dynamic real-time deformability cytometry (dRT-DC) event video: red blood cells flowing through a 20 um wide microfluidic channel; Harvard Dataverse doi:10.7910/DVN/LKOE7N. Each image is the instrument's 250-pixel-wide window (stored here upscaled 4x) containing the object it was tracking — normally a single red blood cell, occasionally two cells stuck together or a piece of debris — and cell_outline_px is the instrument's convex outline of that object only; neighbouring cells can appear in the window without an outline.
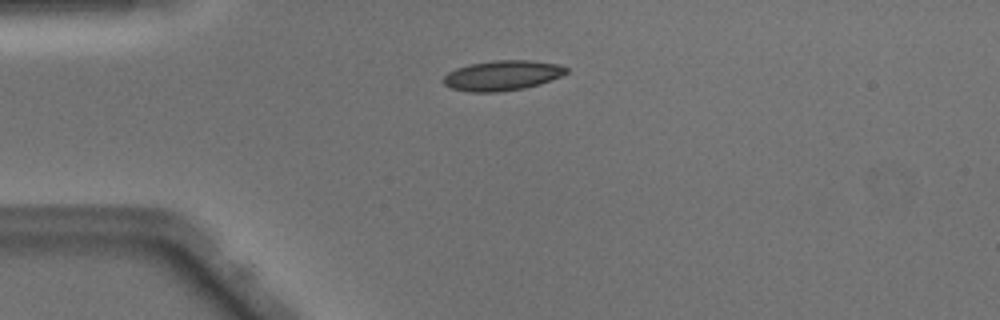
{"species": "Egyptian fruit bat (a non-hibernating species)", "species_latin": "Rousettus aegyptiacus", "temperature_condition": "warm", "stored_images_in_passage": 33, "camera_frame_rate_fps": 3000, "um_per_image_px": 0.085, "animal": {"sex": "male"}, "frame": {"image": 1, "passage_image": 1, "time_ms": 0.0, "image_size_px": [1000, 320], "cell_outline_px": [[568, 72], [560, 76], [540, 84], [524, 88], [496, 92], [468, 92], [452, 88], [444, 84], [444, 76], [448, 72], [456, 68], [468, 64], [492, 60], [532, 60], [560, 64], [568, 68]], "centroid_in_image_um": [42.7, 6.4], "position_along_channel_um": 42.3, "area_um2": 21.62}}
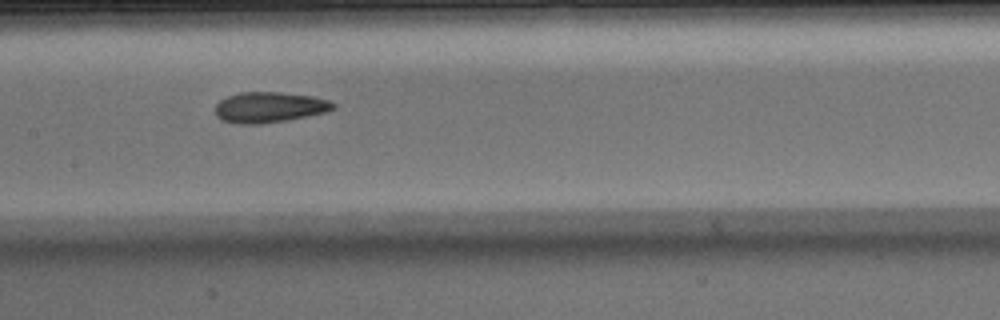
{"frame": {"image": 2, "passage_image": 13, "time_ms": 4.0, "image_size_px": [1000, 320], "cell_outline_px": [[336, 108], [328, 112], [288, 120], [260, 124], [236, 124], [220, 120], [216, 116], [216, 104], [220, 100], [228, 96], [240, 92], [280, 92], [312, 96], [332, 100], [336, 104]], "centroid_in_image_um": [22.93, 9.12], "position_along_channel_um": 184.5, "area_um2": 21.39}}
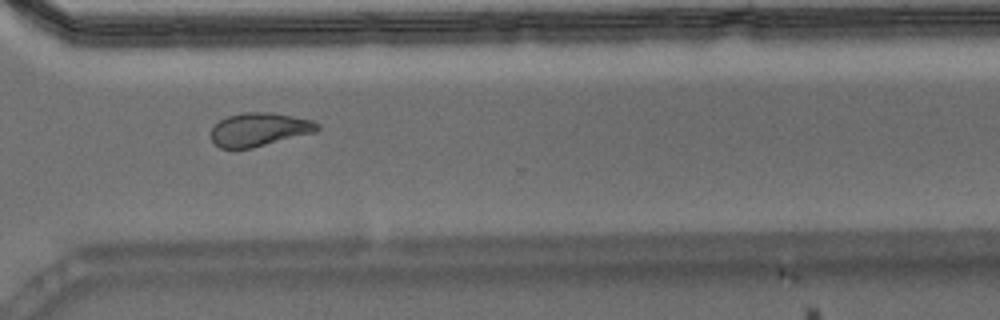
{"frame": {"image": 3, "passage_image": 25, "time_ms": 8.0, "image_size_px": [1000, 320], "cell_outline_px": [[320, 128], [316, 132], [252, 148], [220, 148], [212, 140], [212, 128], [220, 120], [228, 116], [244, 112], [272, 112], [312, 120], [320, 124]], "centroid_in_image_um": [22.07, 11.0], "position_along_channel_um": 348.5, "area_um2": 20.63}, "authors_computed_cell_mechanics": {"area_um2": 20.9814, "velocity_mm_per_s": 4.1119, "shape_relaxation_time_tau1_ms": 4.7138, "shape_relaxation_time_tau2_ms": 2.2552, "deformation_change_tau1": 0.168, "deformation_change_tau2": 0.0996}}